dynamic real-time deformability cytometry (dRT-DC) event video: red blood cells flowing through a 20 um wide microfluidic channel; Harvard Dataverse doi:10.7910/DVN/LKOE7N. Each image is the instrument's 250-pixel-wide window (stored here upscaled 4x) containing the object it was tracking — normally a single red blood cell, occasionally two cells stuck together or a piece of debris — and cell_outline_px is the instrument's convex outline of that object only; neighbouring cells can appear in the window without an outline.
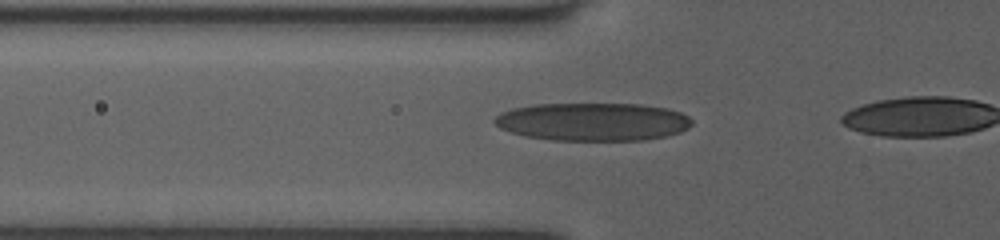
{"species": "human", "species_latin": "Homo sapiens", "temperature_condition": "room temperature", "stored_images_in_passage": 15, "camera_frame_rate_fps": 3000, "um_per_image_px": 0.085, "donor": {"sex": "female"}, "frame": {"image": 1, "passage_image": 13, "time_ms": 4.0, "image_size_px": [1000, 240], "cell_outline_px": [[692, 124], [688, 128], [680, 132], [664, 136], [644, 140], [552, 140], [524, 136], [500, 128], [492, 120], [500, 112], [512, 108], [532, 104], [640, 104], [668, 108], [680, 112], [688, 116], [692, 120]], "centroid_in_image_um": [50.38, 10.34], "position_along_channel_um": 75.4, "area_um2": 43.93}}